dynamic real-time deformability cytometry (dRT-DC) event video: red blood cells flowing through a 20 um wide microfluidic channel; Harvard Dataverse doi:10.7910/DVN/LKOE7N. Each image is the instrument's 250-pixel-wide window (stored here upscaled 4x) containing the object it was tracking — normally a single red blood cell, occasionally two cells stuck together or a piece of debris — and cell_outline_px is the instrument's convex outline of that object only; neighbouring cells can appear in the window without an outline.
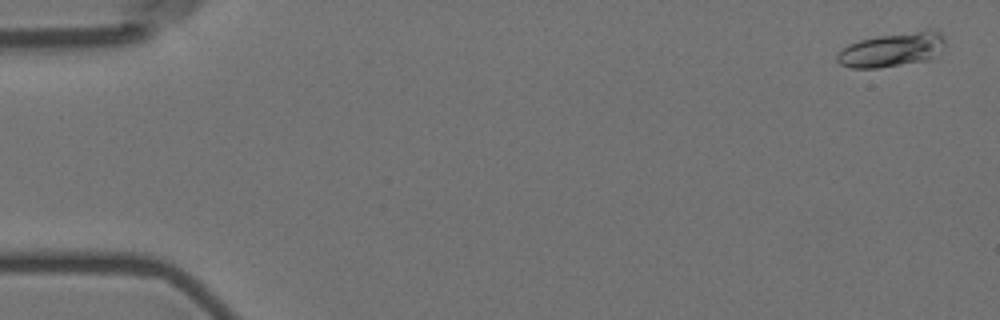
{"species": "Egyptian fruit bat (a non-hibernating species)", "species_latin": "Rousettus aegyptiacus", "temperature_condition": "room temperature", "stored_images_in_passage": 9, "camera_frame_rate_fps": 3000, "um_per_image_px": 0.085, "animal": {"sex": "female"}, "frame": {"image": 1, "passage_image": 1, "time_ms": 0.0, "image_size_px": [1000, 320], "cell_outline_px": [[944, 44], [940, 52], [932, 60], [880, 68], [852, 68], [840, 64], [836, 60], [836, 52], [848, 44], [860, 40], [880, 36], [924, 28], [936, 28], [944, 36]], "centroid_in_image_um": [75.87, 4.21], "position_along_channel_um": 9.1, "area_um2": 22.2}}
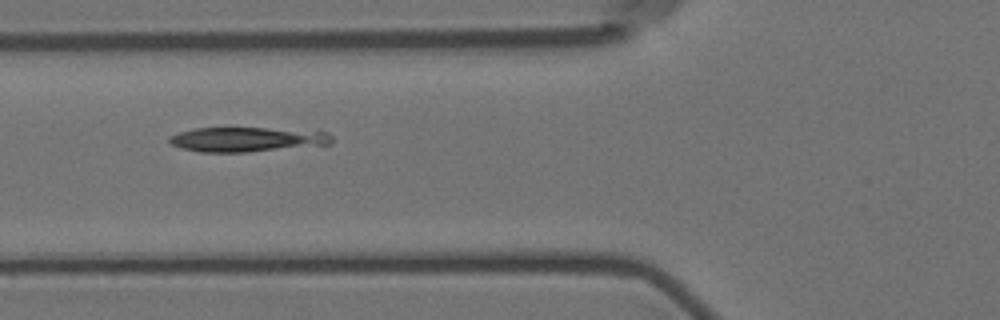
{"frame": {"image": 2, "passage_image": 7, "time_ms": 6.667, "image_size_px": [1000, 320], "cell_outline_px": [[332, 140], [324, 148], [248, 152], [200, 152], [180, 148], [172, 144], [168, 140], [168, 136], [180, 132], [196, 128], [320, 128], [332, 136]], "centroid_in_image_um": [21.27, 11.86], "position_along_channel_um": 104.5, "area_um2": 24.85}}
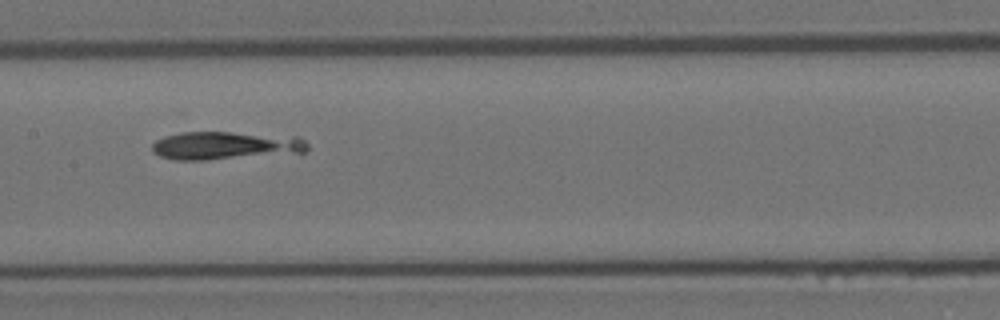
{"frame": {"image": 3, "passage_image": 9, "time_ms": 9.0, "image_size_px": [1000, 320], "cell_outline_px": [[308, 148], [304, 152], [204, 160], [172, 160], [160, 156], [152, 152], [152, 144], [156, 140], [164, 136], [180, 132], [228, 132], [300, 136], [308, 144]], "centroid_in_image_um": [19.14, 12.36], "position_along_channel_um": 188.3, "area_um2": 25.49}}